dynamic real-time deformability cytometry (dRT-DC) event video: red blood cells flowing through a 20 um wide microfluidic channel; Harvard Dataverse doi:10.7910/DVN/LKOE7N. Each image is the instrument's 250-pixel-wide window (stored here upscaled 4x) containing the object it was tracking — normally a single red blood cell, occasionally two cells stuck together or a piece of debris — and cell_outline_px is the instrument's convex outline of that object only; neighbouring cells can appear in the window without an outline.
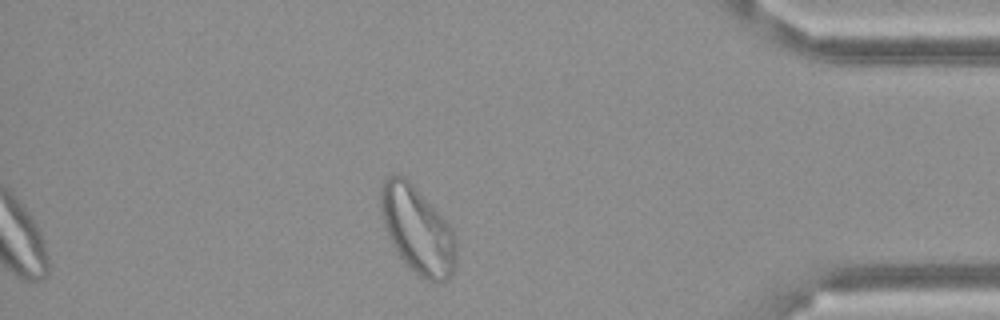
{"species": "Egyptian fruit bat (a non-hibernating species)", "species_latin": "Rousettus aegyptiacus", "temperature_condition": "cold", "stored_images_in_passage": 44, "camera_frame_rate_fps": 3000, "um_per_image_px": 0.085, "frame": {"image": 1, "passage_image": 44, "time_ms": 14.333, "image_size_px": [1000, 320], "cell_outline_px": [[456, 264], [448, 280], [436, 284], [432, 284], [424, 280], [408, 268], [392, 244], [388, 236], [380, 212], [380, 184], [388, 176], [404, 176], [412, 184], [452, 228], [456, 240]], "centroid_in_image_um": [35.48, 19.61], "position_along_channel_um": 399.7, "area_um2": 38.38}}